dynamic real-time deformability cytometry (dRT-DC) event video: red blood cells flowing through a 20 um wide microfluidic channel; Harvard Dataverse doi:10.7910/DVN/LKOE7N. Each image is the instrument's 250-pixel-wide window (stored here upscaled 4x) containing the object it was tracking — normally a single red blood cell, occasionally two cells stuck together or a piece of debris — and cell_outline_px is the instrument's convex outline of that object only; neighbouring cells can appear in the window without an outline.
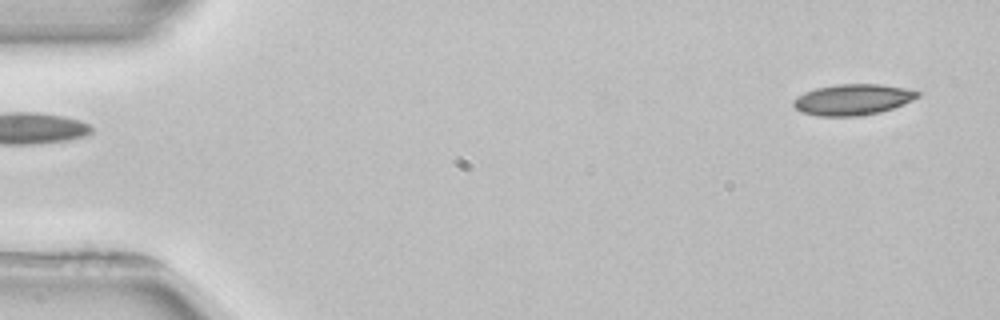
{"species": "common noctule bat (a hibernating species)", "species_latin": "Nyctalus noctula", "temperature_condition": "room temperature", "stored_images_in_passage": 5, "segment_of_instrument_passage": [2, 2], "camera_frame_rate_fps": 3000, "um_per_image_px": 0.085, "animal": {"sex": "female", "body_mass_g": 22.7, "forearm_length_mm": 54.2}, "frame": {"image": 1, "passage_image": 5, "time_ms": 5.667, "image_size_px": [1000, 320], "cell_outline_px": [[920, 96], [912, 100], [892, 108], [880, 112], [856, 116], [816, 116], [800, 112], [792, 104], [792, 100], [796, 96], [804, 92], [816, 88], [836, 84], [880, 84], [904, 88], [920, 92]], "centroid_in_image_um": [72.43, 8.46], "position_along_channel_um": 12.6, "area_um2": 22.43}}